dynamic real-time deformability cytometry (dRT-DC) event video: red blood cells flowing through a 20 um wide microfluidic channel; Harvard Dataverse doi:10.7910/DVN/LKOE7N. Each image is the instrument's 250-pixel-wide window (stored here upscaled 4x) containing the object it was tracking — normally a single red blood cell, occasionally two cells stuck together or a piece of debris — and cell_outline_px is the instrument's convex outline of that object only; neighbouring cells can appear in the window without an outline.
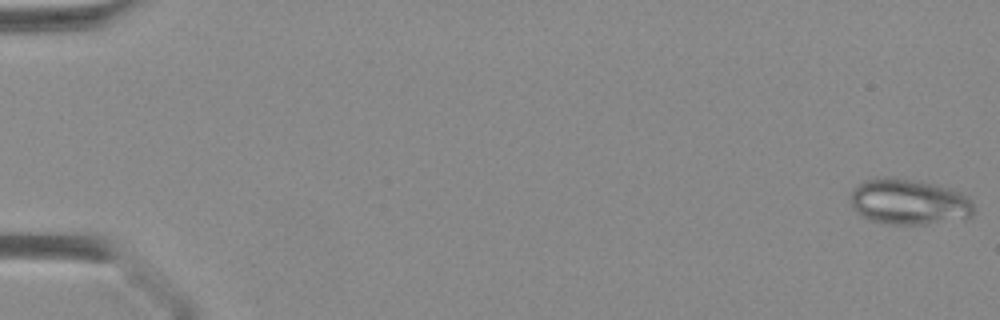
{"species": "Egyptian fruit bat (a non-hibernating species)", "species_latin": "Rousettus aegyptiacus", "temperature_condition": "warm", "stored_images_in_passage": 33, "camera_frame_rate_fps": 3000, "um_per_image_px": 0.085, "animal": {"sex": "female"}, "frame": {"image": 1, "passage_image": 1, "time_ms": 0.0, "image_size_px": [1000, 320], "cell_outline_px": [[972, 216], [924, 224], [888, 224], [868, 220], [852, 204], [852, 188], [864, 180], [908, 180], [936, 184], [952, 188], [960, 192], [972, 204]], "centroid_in_image_um": [77.26, 17.18], "position_along_channel_um": 7.7, "area_um2": 31.5}}
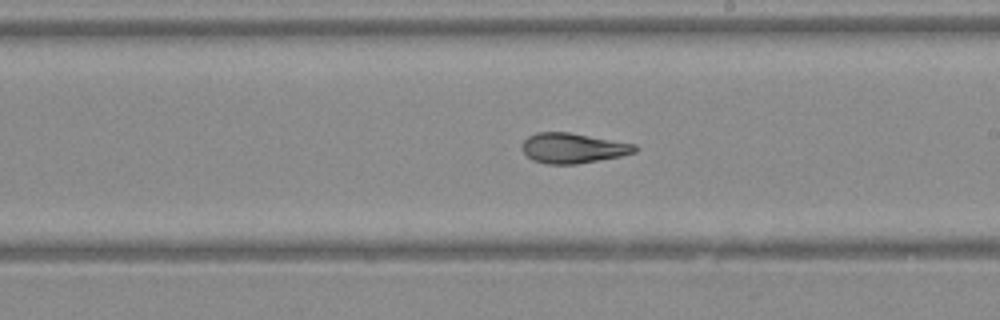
{"frame": {"image": 2, "passage_image": 26, "time_ms": 8.333, "image_size_px": [1000, 320], "cell_outline_px": [[640, 148], [636, 152], [620, 156], [576, 164], [548, 164], [532, 160], [524, 152], [520, 144], [528, 136], [536, 132], [568, 132], [636, 144]], "centroid_in_image_um": [48.7, 12.58], "position_along_channel_um": 240.3, "area_um2": 19.83}}
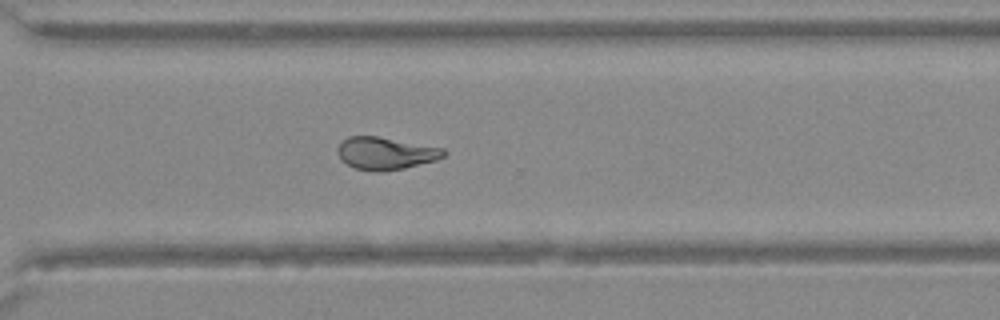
{"frame": {"image": 3, "passage_image": 32, "time_ms": 10.333, "image_size_px": [1000, 320], "cell_outline_px": [[448, 152], [444, 156], [436, 160], [404, 168], [384, 172], [376, 172], [356, 168], [340, 160], [336, 152], [336, 148], [348, 136], [376, 136], [444, 148]], "centroid_in_image_um": [32.77, 13.04], "position_along_channel_um": 337.8, "area_um2": 20.11}}